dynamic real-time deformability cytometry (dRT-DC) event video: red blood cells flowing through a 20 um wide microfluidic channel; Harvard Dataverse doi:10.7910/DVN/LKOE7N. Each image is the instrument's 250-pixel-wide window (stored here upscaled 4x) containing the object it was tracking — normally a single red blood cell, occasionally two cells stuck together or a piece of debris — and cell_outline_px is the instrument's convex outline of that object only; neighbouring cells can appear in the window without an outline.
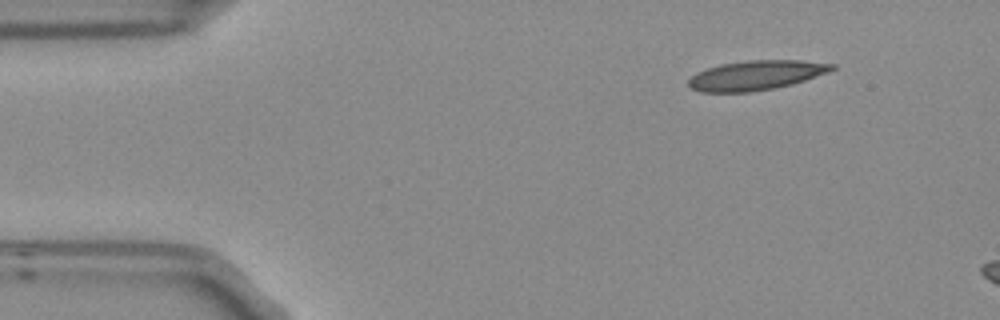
{"species": "Egyptian fruit bat (a non-hibernating species)", "species_latin": "Rousettus aegyptiacus", "temperature_condition": "room temperature", "stored_images_in_passage": 4, "camera_frame_rate_fps": 3000, "um_per_image_px": 0.085, "frame": {"image": 1, "passage_image": 1, "time_ms": 0.0, "image_size_px": [1000, 320], "cell_outline_px": [[836, 68], [828, 72], [792, 84], [772, 88], [748, 92], [700, 92], [688, 88], [688, 80], [696, 72], [720, 64], [744, 60], [800, 60], [836, 64]], "centroid_in_image_um": [64.23, 6.39], "position_along_channel_um": 20.8, "area_um2": 24.74}}
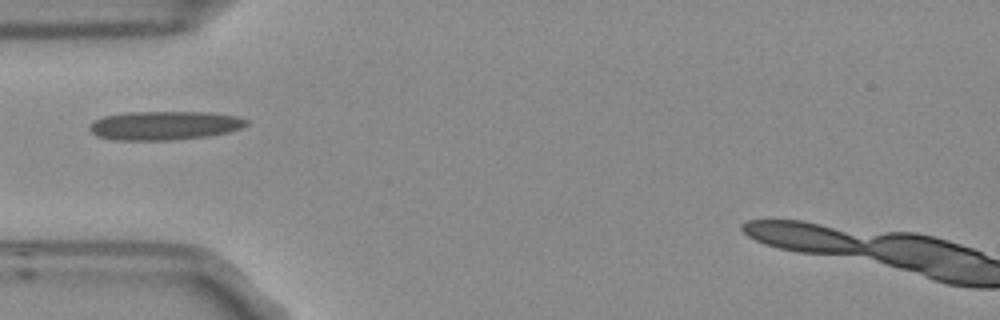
{"frame": {"image": 2, "passage_image": 4, "time_ms": 1.0, "image_size_px": [1000, 320], "cell_outline_px": [[248, 124], [240, 128], [228, 132], [208, 136], [172, 140], [116, 140], [96, 136], [88, 128], [96, 120], [104, 116], [124, 112], [212, 112], [236, 116], [248, 120]], "centroid_in_image_um": [13.99, 10.66], "position_along_channel_um": 71.0, "area_um2": 26.36}}